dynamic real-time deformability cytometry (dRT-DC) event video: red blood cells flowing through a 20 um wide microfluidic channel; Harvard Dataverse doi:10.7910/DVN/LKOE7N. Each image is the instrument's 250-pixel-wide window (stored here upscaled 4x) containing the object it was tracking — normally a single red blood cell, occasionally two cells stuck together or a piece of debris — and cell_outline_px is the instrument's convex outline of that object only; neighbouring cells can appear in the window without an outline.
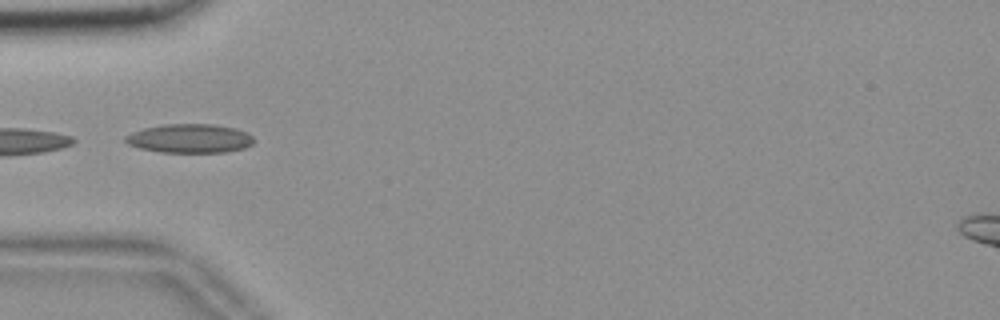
{"species": "common noctule bat (a hibernating species)", "species_latin": "Nyctalus noctula", "temperature_condition": "room temperature", "stored_images_in_passage": 15, "camera_frame_rate_fps": 3000, "um_per_image_px": 0.085, "animal": {"sex": "female", "body_mass_g": 18.4}, "frame": {"image": 1, "passage_image": 1, "time_ms": 0.0, "image_size_px": [1000, 320], "cell_outline_px": [[256, 140], [252, 144], [244, 148], [224, 152], [160, 152], [140, 148], [128, 144], [124, 140], [124, 136], [132, 132], [144, 128], [164, 124], [212, 124], [236, 128], [248, 132]], "centroid_in_image_um": [16.15, 11.76], "position_along_channel_um": 68.9, "area_um2": 21.73}}